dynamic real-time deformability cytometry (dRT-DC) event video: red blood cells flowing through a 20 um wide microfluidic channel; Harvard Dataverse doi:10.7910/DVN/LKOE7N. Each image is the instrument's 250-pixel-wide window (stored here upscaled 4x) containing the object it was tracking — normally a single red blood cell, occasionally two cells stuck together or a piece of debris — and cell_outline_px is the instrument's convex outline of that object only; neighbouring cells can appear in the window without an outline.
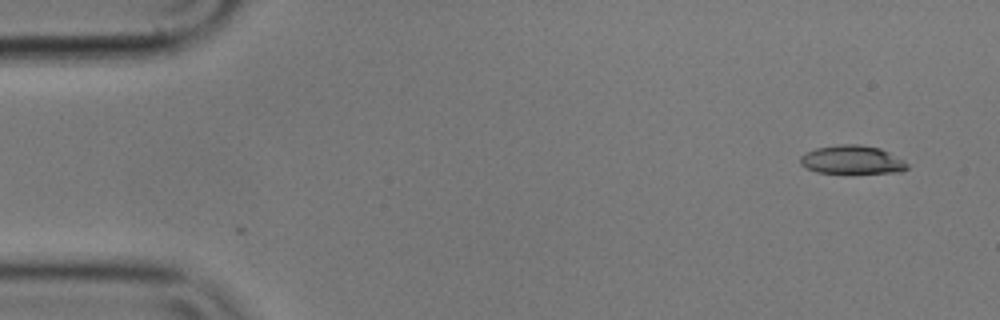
{"species": "common noctule bat (a hibernating species)", "species_latin": "Nyctalus noctula", "temperature_condition": "cold", "stored_images_in_passage": 2, "camera_frame_rate_fps": 3000, "um_per_image_px": 0.085, "animal": {"sex": "male", "body_mass_g": 17.9}, "frame": {"image": 1, "passage_image": 1, "time_ms": 0.0, "image_size_px": [1000, 320], "cell_outline_px": [[908, 168], [900, 172], [816, 172], [800, 164], [800, 156], [804, 152], [816, 148], [840, 144], [860, 144], [880, 148], [904, 160], [908, 164]], "centroid_in_image_um": [72.41, 13.56], "position_along_channel_um": 12.6, "area_um2": 17.57}}